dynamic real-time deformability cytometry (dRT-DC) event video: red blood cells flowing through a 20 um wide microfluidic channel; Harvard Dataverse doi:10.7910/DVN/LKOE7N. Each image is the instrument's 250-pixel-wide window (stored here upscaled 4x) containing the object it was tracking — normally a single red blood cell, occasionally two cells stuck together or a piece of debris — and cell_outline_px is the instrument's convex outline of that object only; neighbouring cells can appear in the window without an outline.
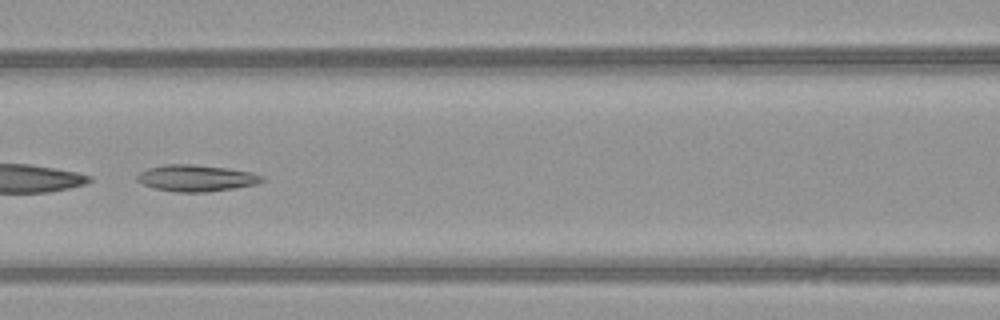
{"species": "common noctule bat (a hibernating species)", "species_latin": "Nyctalus noctula", "temperature_condition": "warm", "stored_images_in_passage": 50, "camera_frame_rate_fps": 3000, "um_per_image_px": 0.085, "animal": {"sex": "female", "body_mass_g": 21.9}, "frame": {"image": 1, "passage_image": 24, "time_ms": 7.667, "image_size_px": [1000, 320], "cell_outline_px": [[264, 180], [256, 184], [208, 192], [176, 192], [152, 188], [136, 180], [136, 176], [140, 172], [148, 168], [164, 164], [192, 164], [228, 168], [252, 172], [264, 176]], "centroid_in_image_um": [16.66, 15.13], "position_along_channel_um": 149.9, "area_um2": 19.36}}
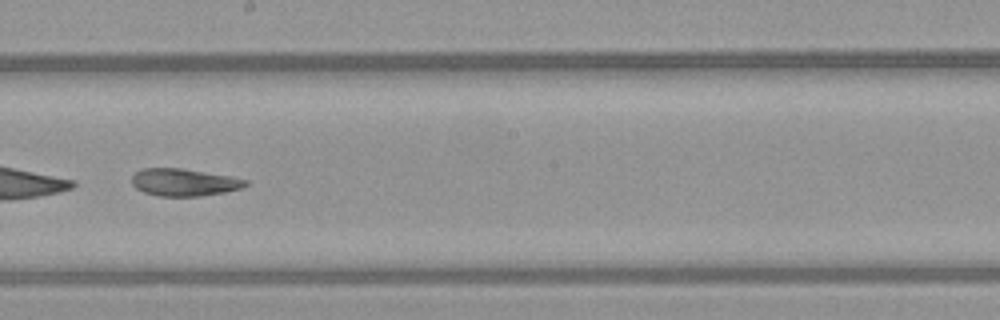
{"frame": {"image": 2, "passage_image": 30, "time_ms": 9.667, "image_size_px": [1000, 320], "cell_outline_px": [[248, 184], [244, 188], [224, 192], [200, 196], [160, 196], [144, 192], [136, 188], [132, 184], [132, 176], [136, 172], [144, 168], [184, 168], [232, 176], [248, 180]], "centroid_in_image_um": [15.68, 15.49], "position_along_channel_um": 232.5, "area_um2": 18.26}}
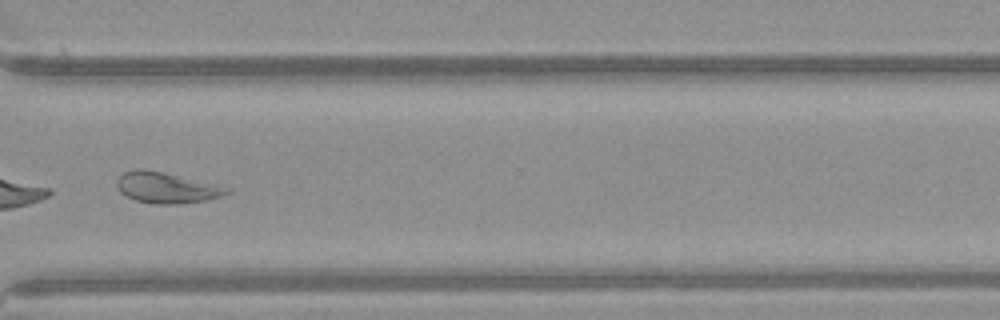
{"frame": {"image": 3, "passage_image": 39, "time_ms": 12.667, "image_size_px": [1000, 320], "cell_outline_px": [[232, 192], [224, 196], [208, 200], [180, 204], [156, 204], [136, 200], [124, 196], [116, 188], [116, 180], [124, 172], [136, 168], [144, 168], [232, 188]], "centroid_in_image_um": [14.15, 15.96], "position_along_channel_um": 356.4, "area_um2": 20.0}}